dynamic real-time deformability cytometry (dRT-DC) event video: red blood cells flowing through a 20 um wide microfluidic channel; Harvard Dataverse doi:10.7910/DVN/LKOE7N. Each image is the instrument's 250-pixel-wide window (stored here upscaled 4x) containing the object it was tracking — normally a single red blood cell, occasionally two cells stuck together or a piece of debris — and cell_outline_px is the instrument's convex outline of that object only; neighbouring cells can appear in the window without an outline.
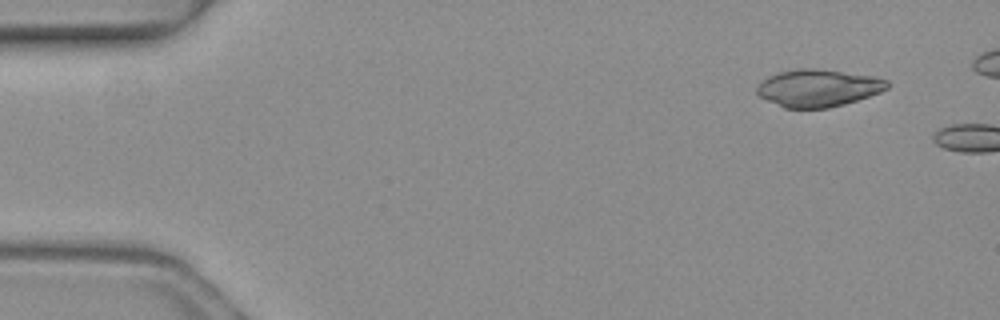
{"species": "common noctule bat (a hibernating species)", "species_latin": "Nyctalus noctula", "temperature_condition": "warm", "stored_images_in_passage": 2, "camera_frame_rate_fps": 3000, "um_per_image_px": 0.085, "animal": {"sex": "female", "body_mass_g": 19.3, "forearm_length_mm": 54.1}, "frame": {"image": 1, "passage_image": 1, "time_ms": 0.0, "image_size_px": [1000, 320], "cell_outline_px": [[888, 88], [880, 92], [844, 104], [828, 108], [784, 108], [760, 96], [756, 92], [756, 88], [764, 80], [776, 72], [800, 68], [816, 68], [872, 76], [888, 80]], "centroid_in_image_um": [69.54, 7.48], "position_along_channel_um": 15.5, "area_um2": 28.09}}